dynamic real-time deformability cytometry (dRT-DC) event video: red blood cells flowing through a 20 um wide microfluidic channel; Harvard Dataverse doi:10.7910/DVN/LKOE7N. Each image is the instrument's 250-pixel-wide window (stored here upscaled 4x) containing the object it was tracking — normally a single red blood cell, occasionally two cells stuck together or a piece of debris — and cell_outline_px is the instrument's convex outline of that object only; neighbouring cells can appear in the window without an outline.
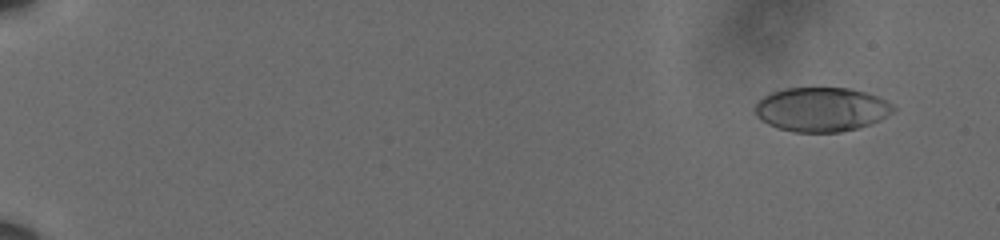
{"species": "human", "species_latin": "Homo sapiens", "temperature_condition": "cold", "stored_images_in_passage": 14, "camera_frame_rate_fps": 3000, "um_per_image_px": 0.085, "donor": {"sex": "male"}, "frame": {"image": 1, "passage_image": 3, "time_ms": 0.667, "image_size_px": [1000, 240], "cell_outline_px": [[896, 108], [892, 112], [880, 120], [872, 124], [840, 132], [792, 132], [776, 128], [760, 120], [756, 116], [756, 100], [772, 92], [784, 88], [848, 88], [864, 92], [876, 96], [892, 104]], "centroid_in_image_um": [69.79, 9.31], "position_along_channel_um": 15.2, "area_um2": 35.66}}
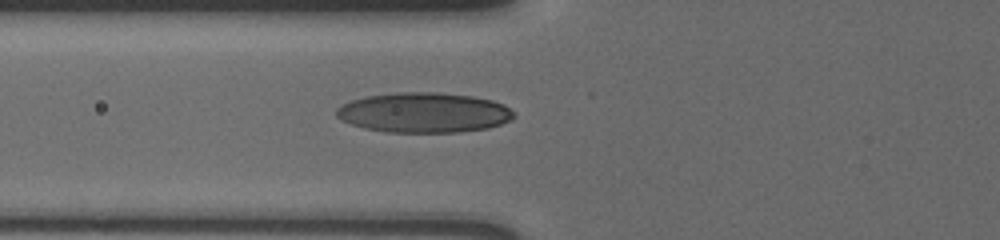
{"frame": {"image": 2, "passage_image": 12, "time_ms": 3.667, "image_size_px": [1000, 240], "cell_outline_px": [[516, 116], [512, 120], [488, 128], [460, 132], [388, 132], [364, 128], [352, 124], [336, 116], [336, 108], [340, 104], [352, 100], [368, 96], [400, 92], [436, 92], [472, 96], [492, 100], [504, 104]], "centroid_in_image_um": [36.04, 9.57], "position_along_channel_um": 89.8, "area_um2": 41.33}}
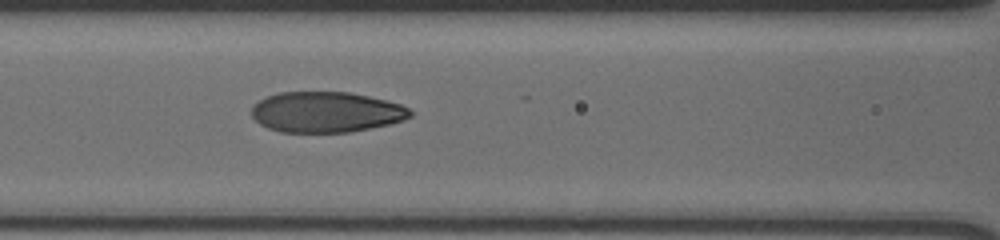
{"frame": {"image": 3, "passage_image": 14, "time_ms": 4.333, "image_size_px": [1000, 240], "cell_outline_px": [[412, 116], [404, 120], [388, 124], [352, 132], [280, 132], [268, 128], [260, 124], [252, 116], [252, 104], [268, 96], [280, 92], [348, 92], [368, 96], [400, 104], [408, 108], [412, 112]], "centroid_in_image_um": [27.71, 9.53], "position_along_channel_um": 138.9, "area_um2": 37.45}}